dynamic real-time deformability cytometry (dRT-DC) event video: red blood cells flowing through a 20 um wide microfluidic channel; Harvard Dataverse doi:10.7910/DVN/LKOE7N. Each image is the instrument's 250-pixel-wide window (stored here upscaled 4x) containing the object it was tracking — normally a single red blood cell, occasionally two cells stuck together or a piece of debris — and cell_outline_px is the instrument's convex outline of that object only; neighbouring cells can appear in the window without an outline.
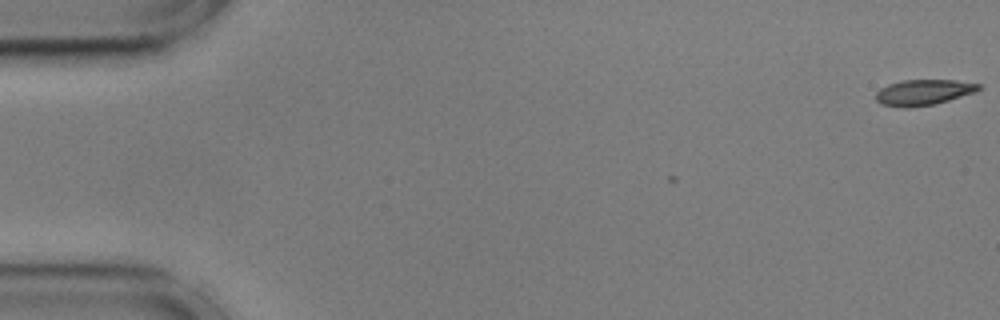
{"species": "common noctule bat (a hibernating species)", "species_latin": "Nyctalus noctula", "temperature_condition": "cold", "stored_images_in_passage": 3, "camera_frame_rate_fps": 3000, "um_per_image_px": 0.085, "animal": {"sex": "male", "body_mass_g": 17.9, "forearm_length_mm": 54.2}, "frame": {"image": 1, "passage_image": 1, "time_ms": 0.0, "image_size_px": [1000, 320], "cell_outline_px": [[984, 88], [976, 92], [948, 100], [932, 104], [908, 108], [904, 108], [880, 104], [876, 100], [876, 92], [880, 88], [888, 84], [904, 80], [956, 80], [980, 84]], "centroid_in_image_um": [78.5, 7.84], "position_along_channel_um": 6.5, "area_um2": 15.43}}